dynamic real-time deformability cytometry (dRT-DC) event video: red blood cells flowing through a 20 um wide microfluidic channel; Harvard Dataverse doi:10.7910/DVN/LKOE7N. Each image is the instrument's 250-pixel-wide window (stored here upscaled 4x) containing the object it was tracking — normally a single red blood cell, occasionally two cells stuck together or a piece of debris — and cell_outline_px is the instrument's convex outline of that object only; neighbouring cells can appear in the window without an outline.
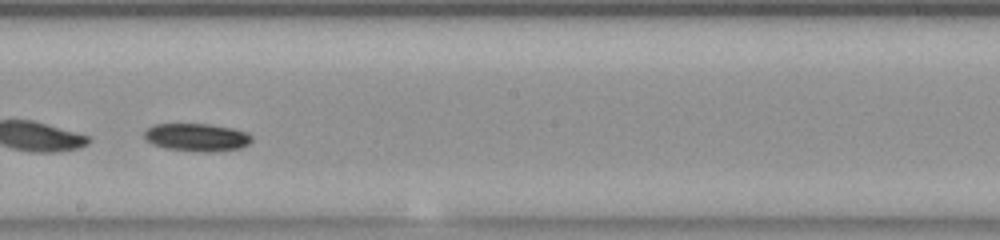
{"species": "common noctule bat (a hibernating species)", "species_latin": "Nyctalus noctula", "temperature_condition": "room temperature", "stored_images_in_passage": 46, "segment_of_instrument_passage": [2, 2], "camera_frame_rate_fps": 3000, "um_per_image_px": 0.085, "animal": {"sex": "female", "body_mass_g": 23.0, "forearm_length_mm": 53.4}, "frame": {"image": 1, "passage_image": 24, "time_ms": 7.667, "image_size_px": [1000, 240], "cell_outline_px": [[252, 140], [248, 144], [240, 148], [208, 152], [164, 148], [152, 144], [144, 136], [144, 132], [148, 128], [156, 124], [208, 124], [232, 128], [248, 132], [252, 136]], "centroid_in_image_um": [16.75, 11.66], "position_along_channel_um": 231.5, "area_um2": 17.28}}